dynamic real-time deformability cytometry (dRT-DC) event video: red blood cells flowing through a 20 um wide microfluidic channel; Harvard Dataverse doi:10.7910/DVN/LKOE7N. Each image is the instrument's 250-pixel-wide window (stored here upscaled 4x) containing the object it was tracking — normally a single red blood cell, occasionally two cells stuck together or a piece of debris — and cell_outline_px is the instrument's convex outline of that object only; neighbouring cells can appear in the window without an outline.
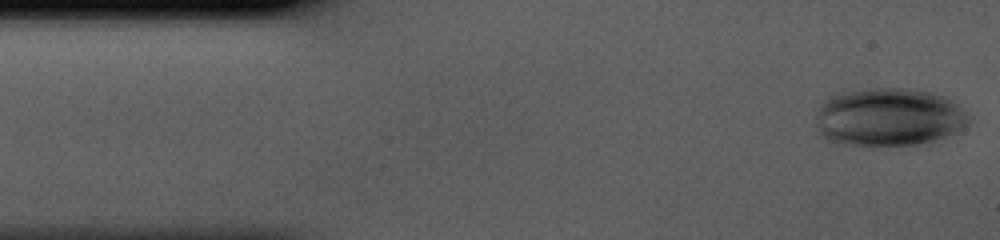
{"species": "human", "species_latin": "Homo sapiens", "temperature_condition": "cold", "stored_images_in_passage": 42, "camera_frame_rate_fps": 3000, "um_per_image_px": 0.085, "donor": {"sex": "male"}, "frame": {"image": 1, "passage_image": 1, "time_ms": 0.0, "image_size_px": [1000, 240], "cell_outline_px": [[968, 124], [964, 128], [944, 136], [932, 140], [916, 144], [828, 144], [820, 132], [816, 124], [816, 116], [820, 108], [828, 96], [844, 92], [868, 88], [912, 88], [932, 92], [944, 96], [952, 100], [964, 112], [968, 120]], "centroid_in_image_um": [75.5, 9.93], "position_along_channel_um": 9.5, "area_um2": 51.38}}
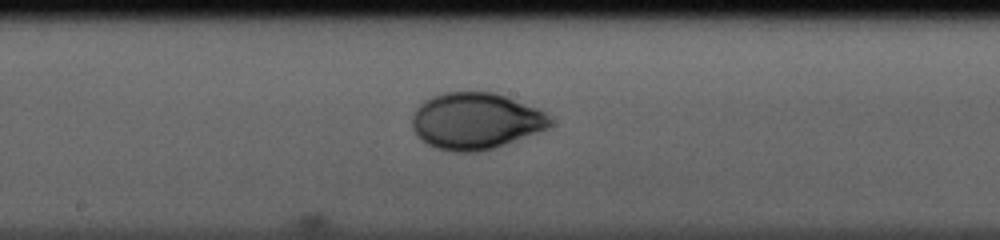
{"frame": {"image": 2, "passage_image": 21, "time_ms": 6.667, "image_size_px": [1000, 240], "cell_outline_px": [[552, 124], [548, 128], [504, 144], [492, 148], [476, 152], [452, 152], [436, 148], [420, 140], [416, 136], [412, 128], [412, 116], [416, 108], [424, 100], [432, 96], [444, 92], [492, 92], [504, 96], [536, 108], [544, 112], [552, 120]], "centroid_in_image_um": [40.37, 10.29], "position_along_channel_um": 207.8, "area_um2": 45.26}}
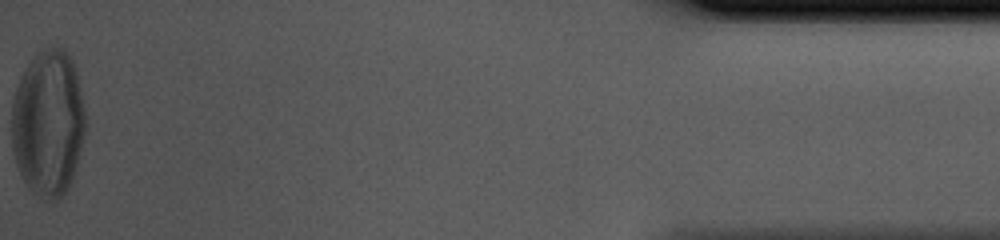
{"frame": {"image": 3, "passage_image": 42, "time_ms": 13.667, "image_size_px": [1000, 240], "cell_outline_px": [[88, 124], [72, 176], [64, 196], [52, 200], [44, 200], [32, 192], [28, 188], [16, 164], [12, 152], [12, 100], [20, 76], [28, 64], [40, 48], [64, 48], [72, 60], [76, 68], [88, 116]], "centroid_in_image_um": [4.11, 10.43], "position_along_channel_um": 431.1, "area_um2": 63.87}}